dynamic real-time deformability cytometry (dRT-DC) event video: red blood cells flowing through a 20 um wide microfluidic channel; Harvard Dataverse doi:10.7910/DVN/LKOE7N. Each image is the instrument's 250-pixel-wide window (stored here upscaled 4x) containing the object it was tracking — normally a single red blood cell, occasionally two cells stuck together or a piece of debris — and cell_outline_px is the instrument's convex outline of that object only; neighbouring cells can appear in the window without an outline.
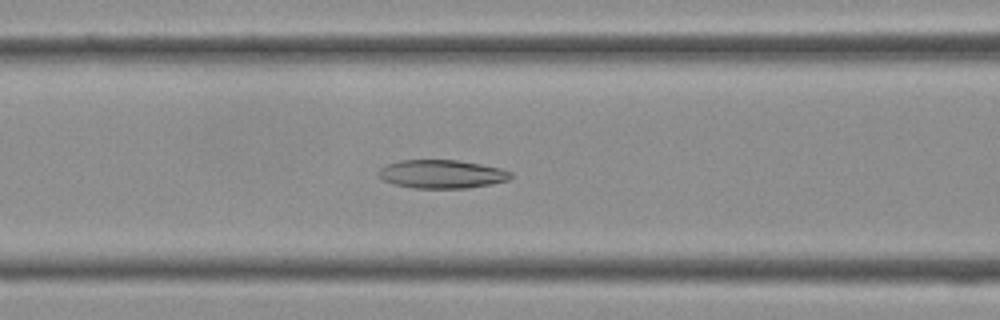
{"species": "Egyptian fruit bat (a non-hibernating species)", "species_latin": "Rousettus aegyptiacus", "temperature_condition": "cold", "stored_images_in_passage": 39, "camera_frame_rate_fps": 3000, "um_per_image_px": 0.085, "frame": {"image": 1, "passage_image": 16, "time_ms": 5.0, "image_size_px": [1000, 320], "cell_outline_px": [[512, 176], [508, 180], [492, 184], [468, 188], [412, 188], [392, 184], [384, 180], [380, 176], [380, 168], [388, 164], [400, 160], [456, 160], [480, 164], [500, 168], [512, 172]], "centroid_in_image_um": [37.57, 14.8], "position_along_channel_um": 129.0, "area_um2": 21.85}}
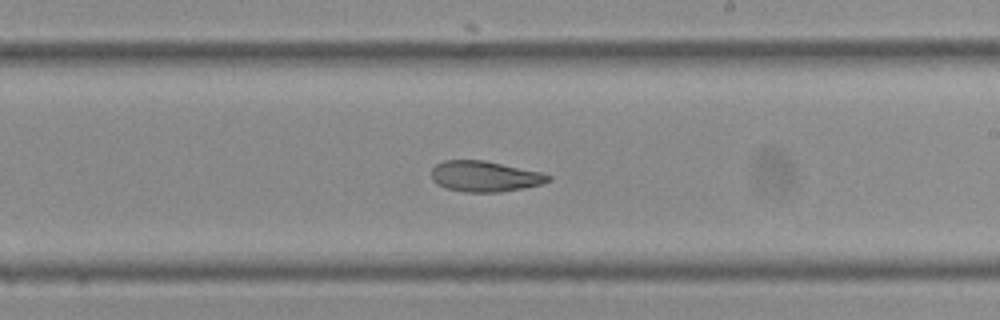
{"frame": {"image": 2, "passage_image": 23, "time_ms": 7.333, "image_size_px": [1000, 320], "cell_outline_px": [[552, 180], [540, 184], [524, 188], [500, 192], [464, 192], [448, 188], [436, 184], [432, 180], [432, 168], [436, 164], [444, 160], [484, 160], [544, 172], [552, 176]], "centroid_in_image_um": [41.24, 14.98], "position_along_channel_um": 247.8, "area_um2": 21.1}}
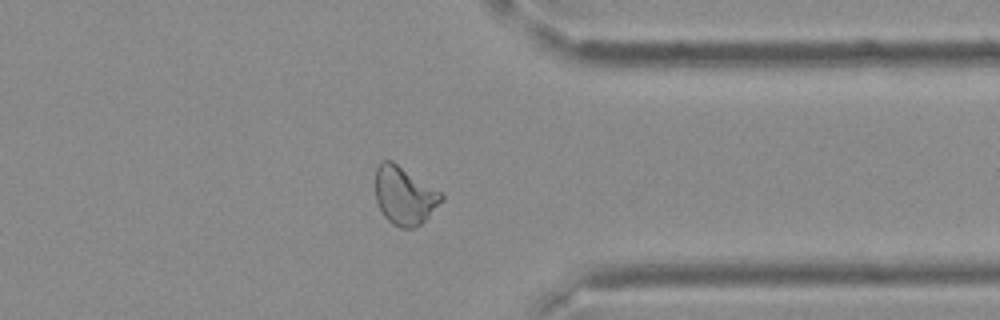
{"frame": {"image": 3, "passage_image": 31, "time_ms": 10.0, "image_size_px": [1000, 320], "cell_outline_px": [[444, 200], [416, 228], [400, 228], [392, 224], [384, 216], [376, 200], [376, 168], [380, 160], [392, 160], [440, 192], [444, 196]], "centroid_in_image_um": [34.36, 16.63], "position_along_channel_um": 377.0, "area_um2": 22.2}}